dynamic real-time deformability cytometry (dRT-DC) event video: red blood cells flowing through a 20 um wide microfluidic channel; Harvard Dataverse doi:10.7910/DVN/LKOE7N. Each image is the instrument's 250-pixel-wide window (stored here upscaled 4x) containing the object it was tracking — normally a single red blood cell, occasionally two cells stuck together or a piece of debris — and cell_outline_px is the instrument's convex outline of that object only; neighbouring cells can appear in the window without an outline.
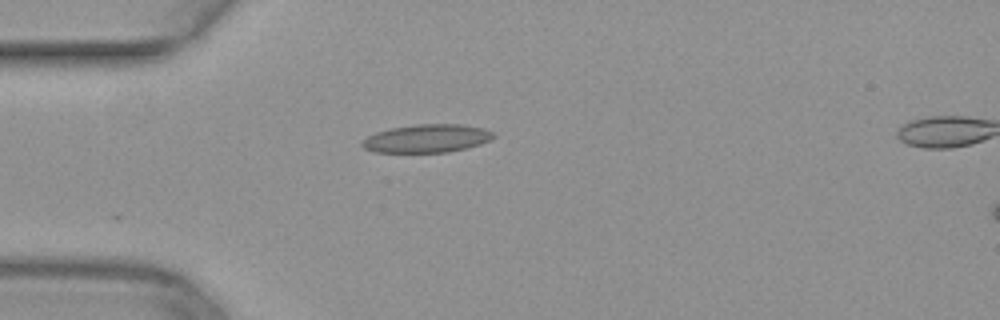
{"species": "common noctule bat (a hibernating species)", "species_latin": "Nyctalus noctula", "temperature_condition": "warm", "stored_images_in_passage": 6, "camera_frame_rate_fps": 3000, "um_per_image_px": 0.085, "animal": {"sex": "female", "body_mass_g": 29.2, "forearm_length_mm": 56.3}, "frame": {"image": 1, "passage_image": 1, "time_ms": 0.0, "image_size_px": [1000, 320], "cell_outline_px": [[496, 136], [480, 144], [448, 152], [372, 152], [364, 148], [360, 144], [360, 140], [376, 132], [392, 128], [416, 124], [460, 124], [484, 128], [492, 132]], "centroid_in_image_um": [36.24, 11.77], "position_along_channel_um": 48.8, "area_um2": 21.5}}
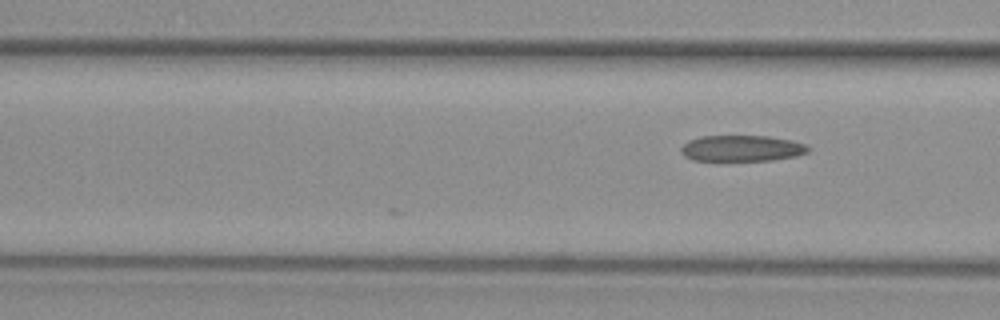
{"frame": {"image": 2, "passage_image": 6, "time_ms": 1.667, "image_size_px": [1000, 320], "cell_outline_px": [[808, 152], [796, 156], [772, 160], [692, 160], [684, 156], [680, 152], [680, 148], [688, 140], [700, 136], [768, 136], [792, 140], [804, 144], [808, 148]], "centroid_in_image_um": [63.01, 12.6], "position_along_channel_um": 103.6, "area_um2": 19.25}}